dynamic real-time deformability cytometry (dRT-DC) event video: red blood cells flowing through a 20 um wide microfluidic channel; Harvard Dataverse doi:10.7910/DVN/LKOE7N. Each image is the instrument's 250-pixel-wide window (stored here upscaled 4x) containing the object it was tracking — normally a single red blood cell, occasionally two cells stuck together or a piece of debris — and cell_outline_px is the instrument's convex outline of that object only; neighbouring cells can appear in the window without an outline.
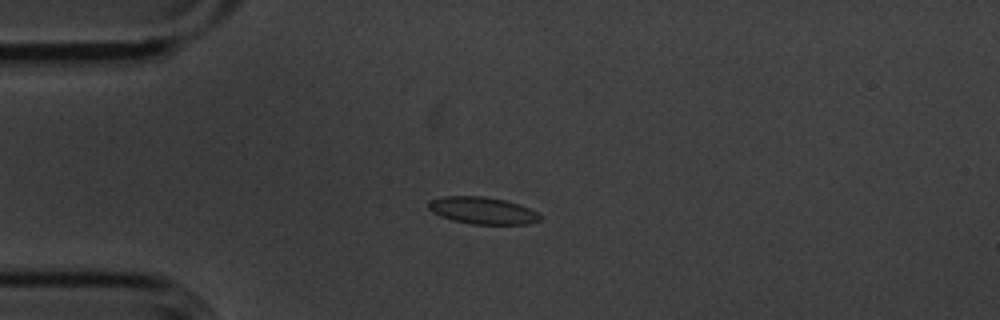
{"species": "common noctule bat (a hibernating species)", "species_latin": "Nyctalus noctula", "temperature_condition": "cold", "stored_images_in_passage": 4, "camera_frame_rate_fps": 3000, "um_per_image_px": 0.085, "animal": {"sex": "male", "body_mass_g": 20.1, "forearm_length_mm": 53.5}, "frame": {"image": 1, "passage_image": 3, "time_ms": 0.667, "image_size_px": [1000, 320], "cell_outline_px": [[540, 220], [528, 224], [472, 224], [452, 220], [440, 216], [432, 212], [428, 208], [428, 200], [440, 196], [484, 196], [504, 200], [520, 204], [536, 212], [540, 216]], "centroid_in_image_um": [40.96, 17.89], "position_along_channel_um": 44.0, "area_um2": 17.63}}